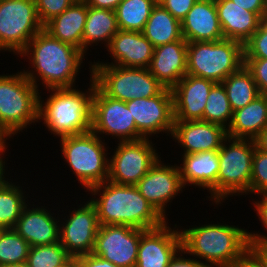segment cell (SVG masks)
<instances>
[{
  "instance_id": "cell-15",
  "label": "cell",
  "mask_w": 267,
  "mask_h": 267,
  "mask_svg": "<svg viewBox=\"0 0 267 267\" xmlns=\"http://www.w3.org/2000/svg\"><path fill=\"white\" fill-rule=\"evenodd\" d=\"M144 231L127 225H100L92 253L119 267H135Z\"/></svg>"
},
{
  "instance_id": "cell-50",
  "label": "cell",
  "mask_w": 267,
  "mask_h": 267,
  "mask_svg": "<svg viewBox=\"0 0 267 267\" xmlns=\"http://www.w3.org/2000/svg\"><path fill=\"white\" fill-rule=\"evenodd\" d=\"M10 138L4 133V131L0 128V151L7 149L8 142ZM7 142V143H6ZM7 144V145H6Z\"/></svg>"
},
{
  "instance_id": "cell-46",
  "label": "cell",
  "mask_w": 267,
  "mask_h": 267,
  "mask_svg": "<svg viewBox=\"0 0 267 267\" xmlns=\"http://www.w3.org/2000/svg\"><path fill=\"white\" fill-rule=\"evenodd\" d=\"M250 250L260 259L267 267V241L249 242Z\"/></svg>"
},
{
  "instance_id": "cell-32",
  "label": "cell",
  "mask_w": 267,
  "mask_h": 267,
  "mask_svg": "<svg viewBox=\"0 0 267 267\" xmlns=\"http://www.w3.org/2000/svg\"><path fill=\"white\" fill-rule=\"evenodd\" d=\"M14 183L11 180L0 189V228L2 229H13L24 208L29 204L26 191L23 192L22 187Z\"/></svg>"
},
{
  "instance_id": "cell-47",
  "label": "cell",
  "mask_w": 267,
  "mask_h": 267,
  "mask_svg": "<svg viewBox=\"0 0 267 267\" xmlns=\"http://www.w3.org/2000/svg\"><path fill=\"white\" fill-rule=\"evenodd\" d=\"M92 8L109 9L115 11L123 0H84Z\"/></svg>"
},
{
  "instance_id": "cell-52",
  "label": "cell",
  "mask_w": 267,
  "mask_h": 267,
  "mask_svg": "<svg viewBox=\"0 0 267 267\" xmlns=\"http://www.w3.org/2000/svg\"><path fill=\"white\" fill-rule=\"evenodd\" d=\"M0 267H29L28 264L21 263V264H12V265H0Z\"/></svg>"
},
{
  "instance_id": "cell-43",
  "label": "cell",
  "mask_w": 267,
  "mask_h": 267,
  "mask_svg": "<svg viewBox=\"0 0 267 267\" xmlns=\"http://www.w3.org/2000/svg\"><path fill=\"white\" fill-rule=\"evenodd\" d=\"M77 260L79 267H119L100 256H95L93 253L79 256Z\"/></svg>"
},
{
  "instance_id": "cell-20",
  "label": "cell",
  "mask_w": 267,
  "mask_h": 267,
  "mask_svg": "<svg viewBox=\"0 0 267 267\" xmlns=\"http://www.w3.org/2000/svg\"><path fill=\"white\" fill-rule=\"evenodd\" d=\"M154 46L142 32L119 30L107 48L113 61H94V64H109L120 67L148 68L154 54ZM101 62V63H100Z\"/></svg>"
},
{
  "instance_id": "cell-17",
  "label": "cell",
  "mask_w": 267,
  "mask_h": 267,
  "mask_svg": "<svg viewBox=\"0 0 267 267\" xmlns=\"http://www.w3.org/2000/svg\"><path fill=\"white\" fill-rule=\"evenodd\" d=\"M168 224L166 221L162 226L141 234L135 267H168L182 249L179 227L175 224L172 228Z\"/></svg>"
},
{
  "instance_id": "cell-18",
  "label": "cell",
  "mask_w": 267,
  "mask_h": 267,
  "mask_svg": "<svg viewBox=\"0 0 267 267\" xmlns=\"http://www.w3.org/2000/svg\"><path fill=\"white\" fill-rule=\"evenodd\" d=\"M171 136L183 149V154H194L218 151L227 138V129L203 120L174 121Z\"/></svg>"
},
{
  "instance_id": "cell-29",
  "label": "cell",
  "mask_w": 267,
  "mask_h": 267,
  "mask_svg": "<svg viewBox=\"0 0 267 267\" xmlns=\"http://www.w3.org/2000/svg\"><path fill=\"white\" fill-rule=\"evenodd\" d=\"M154 47L184 39L181 21L157 3L142 32Z\"/></svg>"
},
{
  "instance_id": "cell-39",
  "label": "cell",
  "mask_w": 267,
  "mask_h": 267,
  "mask_svg": "<svg viewBox=\"0 0 267 267\" xmlns=\"http://www.w3.org/2000/svg\"><path fill=\"white\" fill-rule=\"evenodd\" d=\"M244 65L251 72L260 94L267 95V59H244Z\"/></svg>"
},
{
  "instance_id": "cell-22",
  "label": "cell",
  "mask_w": 267,
  "mask_h": 267,
  "mask_svg": "<svg viewBox=\"0 0 267 267\" xmlns=\"http://www.w3.org/2000/svg\"><path fill=\"white\" fill-rule=\"evenodd\" d=\"M181 160L178 168L184 187L195 185L208 190L207 197L217 205L218 151L182 154Z\"/></svg>"
},
{
  "instance_id": "cell-16",
  "label": "cell",
  "mask_w": 267,
  "mask_h": 267,
  "mask_svg": "<svg viewBox=\"0 0 267 267\" xmlns=\"http://www.w3.org/2000/svg\"><path fill=\"white\" fill-rule=\"evenodd\" d=\"M161 159L158 158L135 186L154 209L169 221L166 216L167 204L181 194L185 187L178 165L164 164Z\"/></svg>"
},
{
  "instance_id": "cell-11",
  "label": "cell",
  "mask_w": 267,
  "mask_h": 267,
  "mask_svg": "<svg viewBox=\"0 0 267 267\" xmlns=\"http://www.w3.org/2000/svg\"><path fill=\"white\" fill-rule=\"evenodd\" d=\"M149 138L119 141L109 158L108 180L117 184L136 185L160 155Z\"/></svg>"
},
{
  "instance_id": "cell-34",
  "label": "cell",
  "mask_w": 267,
  "mask_h": 267,
  "mask_svg": "<svg viewBox=\"0 0 267 267\" xmlns=\"http://www.w3.org/2000/svg\"><path fill=\"white\" fill-rule=\"evenodd\" d=\"M30 247L14 229H3L0 234V265L27 262Z\"/></svg>"
},
{
  "instance_id": "cell-5",
  "label": "cell",
  "mask_w": 267,
  "mask_h": 267,
  "mask_svg": "<svg viewBox=\"0 0 267 267\" xmlns=\"http://www.w3.org/2000/svg\"><path fill=\"white\" fill-rule=\"evenodd\" d=\"M39 92L22 70L0 75V128L9 138L39 122Z\"/></svg>"
},
{
  "instance_id": "cell-6",
  "label": "cell",
  "mask_w": 267,
  "mask_h": 267,
  "mask_svg": "<svg viewBox=\"0 0 267 267\" xmlns=\"http://www.w3.org/2000/svg\"><path fill=\"white\" fill-rule=\"evenodd\" d=\"M92 130L83 134L60 137L61 153L86 191L108 180L107 144Z\"/></svg>"
},
{
  "instance_id": "cell-35",
  "label": "cell",
  "mask_w": 267,
  "mask_h": 267,
  "mask_svg": "<svg viewBox=\"0 0 267 267\" xmlns=\"http://www.w3.org/2000/svg\"><path fill=\"white\" fill-rule=\"evenodd\" d=\"M70 258L66 249L57 242L30 247L26 263L29 267H59Z\"/></svg>"
},
{
  "instance_id": "cell-45",
  "label": "cell",
  "mask_w": 267,
  "mask_h": 267,
  "mask_svg": "<svg viewBox=\"0 0 267 267\" xmlns=\"http://www.w3.org/2000/svg\"><path fill=\"white\" fill-rule=\"evenodd\" d=\"M232 267H265L260 259L249 249Z\"/></svg>"
},
{
  "instance_id": "cell-37",
  "label": "cell",
  "mask_w": 267,
  "mask_h": 267,
  "mask_svg": "<svg viewBox=\"0 0 267 267\" xmlns=\"http://www.w3.org/2000/svg\"><path fill=\"white\" fill-rule=\"evenodd\" d=\"M244 59H267V18L244 44Z\"/></svg>"
},
{
  "instance_id": "cell-9",
  "label": "cell",
  "mask_w": 267,
  "mask_h": 267,
  "mask_svg": "<svg viewBox=\"0 0 267 267\" xmlns=\"http://www.w3.org/2000/svg\"><path fill=\"white\" fill-rule=\"evenodd\" d=\"M255 147V140L251 139L227 137L222 142L218 150L217 205L230 196L250 194Z\"/></svg>"
},
{
  "instance_id": "cell-3",
  "label": "cell",
  "mask_w": 267,
  "mask_h": 267,
  "mask_svg": "<svg viewBox=\"0 0 267 267\" xmlns=\"http://www.w3.org/2000/svg\"><path fill=\"white\" fill-rule=\"evenodd\" d=\"M182 249L206 267H232L249 249L248 231L224 223L180 229ZM201 259H203L201 261Z\"/></svg>"
},
{
  "instance_id": "cell-38",
  "label": "cell",
  "mask_w": 267,
  "mask_h": 267,
  "mask_svg": "<svg viewBox=\"0 0 267 267\" xmlns=\"http://www.w3.org/2000/svg\"><path fill=\"white\" fill-rule=\"evenodd\" d=\"M76 0H35L39 19L43 26L52 18L60 15Z\"/></svg>"
},
{
  "instance_id": "cell-14",
  "label": "cell",
  "mask_w": 267,
  "mask_h": 267,
  "mask_svg": "<svg viewBox=\"0 0 267 267\" xmlns=\"http://www.w3.org/2000/svg\"><path fill=\"white\" fill-rule=\"evenodd\" d=\"M138 132L144 138L152 135L172 134L174 125L173 93L164 88L158 95L150 98H136L126 101Z\"/></svg>"
},
{
  "instance_id": "cell-33",
  "label": "cell",
  "mask_w": 267,
  "mask_h": 267,
  "mask_svg": "<svg viewBox=\"0 0 267 267\" xmlns=\"http://www.w3.org/2000/svg\"><path fill=\"white\" fill-rule=\"evenodd\" d=\"M233 110L222 83L211 88L203 113V121L215 123L227 129L232 121Z\"/></svg>"
},
{
  "instance_id": "cell-8",
  "label": "cell",
  "mask_w": 267,
  "mask_h": 267,
  "mask_svg": "<svg viewBox=\"0 0 267 267\" xmlns=\"http://www.w3.org/2000/svg\"><path fill=\"white\" fill-rule=\"evenodd\" d=\"M89 74L96 86L108 97L123 102L158 95L165 87L148 68L93 64Z\"/></svg>"
},
{
  "instance_id": "cell-13",
  "label": "cell",
  "mask_w": 267,
  "mask_h": 267,
  "mask_svg": "<svg viewBox=\"0 0 267 267\" xmlns=\"http://www.w3.org/2000/svg\"><path fill=\"white\" fill-rule=\"evenodd\" d=\"M86 202L69 210L67 218L59 222V242L73 258L93 252L100 226L96 207L90 200Z\"/></svg>"
},
{
  "instance_id": "cell-2",
  "label": "cell",
  "mask_w": 267,
  "mask_h": 267,
  "mask_svg": "<svg viewBox=\"0 0 267 267\" xmlns=\"http://www.w3.org/2000/svg\"><path fill=\"white\" fill-rule=\"evenodd\" d=\"M89 191L92 195L90 201L97 210L99 225H127L148 230L160 227L167 221L139 193L135 185L106 180Z\"/></svg>"
},
{
  "instance_id": "cell-41",
  "label": "cell",
  "mask_w": 267,
  "mask_h": 267,
  "mask_svg": "<svg viewBox=\"0 0 267 267\" xmlns=\"http://www.w3.org/2000/svg\"><path fill=\"white\" fill-rule=\"evenodd\" d=\"M198 0H161L159 3L176 19L182 21Z\"/></svg>"
},
{
  "instance_id": "cell-49",
  "label": "cell",
  "mask_w": 267,
  "mask_h": 267,
  "mask_svg": "<svg viewBox=\"0 0 267 267\" xmlns=\"http://www.w3.org/2000/svg\"><path fill=\"white\" fill-rule=\"evenodd\" d=\"M256 147L267 153V127L255 139Z\"/></svg>"
},
{
  "instance_id": "cell-23",
  "label": "cell",
  "mask_w": 267,
  "mask_h": 267,
  "mask_svg": "<svg viewBox=\"0 0 267 267\" xmlns=\"http://www.w3.org/2000/svg\"><path fill=\"white\" fill-rule=\"evenodd\" d=\"M187 43L180 39L154 48L148 69L165 88L172 89L187 74Z\"/></svg>"
},
{
  "instance_id": "cell-30",
  "label": "cell",
  "mask_w": 267,
  "mask_h": 267,
  "mask_svg": "<svg viewBox=\"0 0 267 267\" xmlns=\"http://www.w3.org/2000/svg\"><path fill=\"white\" fill-rule=\"evenodd\" d=\"M233 111L242 109L260 95L251 72L243 65L221 82Z\"/></svg>"
},
{
  "instance_id": "cell-24",
  "label": "cell",
  "mask_w": 267,
  "mask_h": 267,
  "mask_svg": "<svg viewBox=\"0 0 267 267\" xmlns=\"http://www.w3.org/2000/svg\"><path fill=\"white\" fill-rule=\"evenodd\" d=\"M183 38L188 42L218 41L224 38L215 0H198L181 21Z\"/></svg>"
},
{
  "instance_id": "cell-19",
  "label": "cell",
  "mask_w": 267,
  "mask_h": 267,
  "mask_svg": "<svg viewBox=\"0 0 267 267\" xmlns=\"http://www.w3.org/2000/svg\"><path fill=\"white\" fill-rule=\"evenodd\" d=\"M215 82L186 74L171 90L174 121L203 120L209 92Z\"/></svg>"
},
{
  "instance_id": "cell-44",
  "label": "cell",
  "mask_w": 267,
  "mask_h": 267,
  "mask_svg": "<svg viewBox=\"0 0 267 267\" xmlns=\"http://www.w3.org/2000/svg\"><path fill=\"white\" fill-rule=\"evenodd\" d=\"M184 255H186V253L181 249L172 259L168 267H206L199 259L197 260L193 257L185 258Z\"/></svg>"
},
{
  "instance_id": "cell-48",
  "label": "cell",
  "mask_w": 267,
  "mask_h": 267,
  "mask_svg": "<svg viewBox=\"0 0 267 267\" xmlns=\"http://www.w3.org/2000/svg\"><path fill=\"white\" fill-rule=\"evenodd\" d=\"M7 149H4L2 151H0V189L9 182V179L6 178L5 176L7 175L6 171V167L5 164H7L4 159V153L6 152ZM3 155V156H2ZM4 160V161H3ZM6 173V174H5ZM7 179V180H6Z\"/></svg>"
},
{
  "instance_id": "cell-51",
  "label": "cell",
  "mask_w": 267,
  "mask_h": 267,
  "mask_svg": "<svg viewBox=\"0 0 267 267\" xmlns=\"http://www.w3.org/2000/svg\"><path fill=\"white\" fill-rule=\"evenodd\" d=\"M59 267H79V263L77 258L71 257L65 264Z\"/></svg>"
},
{
  "instance_id": "cell-10",
  "label": "cell",
  "mask_w": 267,
  "mask_h": 267,
  "mask_svg": "<svg viewBox=\"0 0 267 267\" xmlns=\"http://www.w3.org/2000/svg\"><path fill=\"white\" fill-rule=\"evenodd\" d=\"M43 29L35 0H0V51L18 56Z\"/></svg>"
},
{
  "instance_id": "cell-40",
  "label": "cell",
  "mask_w": 267,
  "mask_h": 267,
  "mask_svg": "<svg viewBox=\"0 0 267 267\" xmlns=\"http://www.w3.org/2000/svg\"><path fill=\"white\" fill-rule=\"evenodd\" d=\"M257 197L259 200L256 199L257 201L252 202L253 206L255 207L254 211L257 212L256 214L258 216L259 221H261L264 230L266 229L267 231V193L257 194ZM248 239L249 242L267 241V236L265 233H262L261 235V232L259 234L257 232H248Z\"/></svg>"
},
{
  "instance_id": "cell-26",
  "label": "cell",
  "mask_w": 267,
  "mask_h": 267,
  "mask_svg": "<svg viewBox=\"0 0 267 267\" xmlns=\"http://www.w3.org/2000/svg\"><path fill=\"white\" fill-rule=\"evenodd\" d=\"M88 5L76 0L60 15L44 25V30L61 42L68 43L82 51V38L87 19Z\"/></svg>"
},
{
  "instance_id": "cell-27",
  "label": "cell",
  "mask_w": 267,
  "mask_h": 267,
  "mask_svg": "<svg viewBox=\"0 0 267 267\" xmlns=\"http://www.w3.org/2000/svg\"><path fill=\"white\" fill-rule=\"evenodd\" d=\"M267 127V95L260 94L242 109L233 111L227 137L255 140Z\"/></svg>"
},
{
  "instance_id": "cell-31",
  "label": "cell",
  "mask_w": 267,
  "mask_h": 267,
  "mask_svg": "<svg viewBox=\"0 0 267 267\" xmlns=\"http://www.w3.org/2000/svg\"><path fill=\"white\" fill-rule=\"evenodd\" d=\"M155 0H123L116 8L119 30L143 32Z\"/></svg>"
},
{
  "instance_id": "cell-36",
  "label": "cell",
  "mask_w": 267,
  "mask_h": 267,
  "mask_svg": "<svg viewBox=\"0 0 267 267\" xmlns=\"http://www.w3.org/2000/svg\"><path fill=\"white\" fill-rule=\"evenodd\" d=\"M250 193H267V153L255 147L252 159Z\"/></svg>"
},
{
  "instance_id": "cell-12",
  "label": "cell",
  "mask_w": 267,
  "mask_h": 267,
  "mask_svg": "<svg viewBox=\"0 0 267 267\" xmlns=\"http://www.w3.org/2000/svg\"><path fill=\"white\" fill-rule=\"evenodd\" d=\"M91 130L98 136L112 135L119 141H136L144 137L138 132L126 102L106 96L97 86L92 98Z\"/></svg>"
},
{
  "instance_id": "cell-21",
  "label": "cell",
  "mask_w": 267,
  "mask_h": 267,
  "mask_svg": "<svg viewBox=\"0 0 267 267\" xmlns=\"http://www.w3.org/2000/svg\"><path fill=\"white\" fill-rule=\"evenodd\" d=\"M29 205L24 208L13 229L31 247L59 242L60 217L57 215L56 218V213L52 214L47 206L35 205L34 207L30 202Z\"/></svg>"
},
{
  "instance_id": "cell-42",
  "label": "cell",
  "mask_w": 267,
  "mask_h": 267,
  "mask_svg": "<svg viewBox=\"0 0 267 267\" xmlns=\"http://www.w3.org/2000/svg\"><path fill=\"white\" fill-rule=\"evenodd\" d=\"M247 11L256 13L261 19L267 18V0H231Z\"/></svg>"
},
{
  "instance_id": "cell-4",
  "label": "cell",
  "mask_w": 267,
  "mask_h": 267,
  "mask_svg": "<svg viewBox=\"0 0 267 267\" xmlns=\"http://www.w3.org/2000/svg\"><path fill=\"white\" fill-rule=\"evenodd\" d=\"M88 91L73 88H49L46 101L39 92L38 120L56 137L78 135L91 131L92 98L96 83L90 77ZM42 120V121H41Z\"/></svg>"
},
{
  "instance_id": "cell-7",
  "label": "cell",
  "mask_w": 267,
  "mask_h": 267,
  "mask_svg": "<svg viewBox=\"0 0 267 267\" xmlns=\"http://www.w3.org/2000/svg\"><path fill=\"white\" fill-rule=\"evenodd\" d=\"M244 65V45L223 38L187 43V74L215 83L223 82Z\"/></svg>"
},
{
  "instance_id": "cell-28",
  "label": "cell",
  "mask_w": 267,
  "mask_h": 267,
  "mask_svg": "<svg viewBox=\"0 0 267 267\" xmlns=\"http://www.w3.org/2000/svg\"><path fill=\"white\" fill-rule=\"evenodd\" d=\"M119 31L116 13L113 10L92 8L88 6L87 19L85 22L82 52L86 55L90 46L100 42L107 49L112 37ZM89 46V47H88Z\"/></svg>"
},
{
  "instance_id": "cell-25",
  "label": "cell",
  "mask_w": 267,
  "mask_h": 267,
  "mask_svg": "<svg viewBox=\"0 0 267 267\" xmlns=\"http://www.w3.org/2000/svg\"><path fill=\"white\" fill-rule=\"evenodd\" d=\"M215 6L224 38L243 45L258 29L262 19L231 0H215Z\"/></svg>"
},
{
  "instance_id": "cell-1",
  "label": "cell",
  "mask_w": 267,
  "mask_h": 267,
  "mask_svg": "<svg viewBox=\"0 0 267 267\" xmlns=\"http://www.w3.org/2000/svg\"><path fill=\"white\" fill-rule=\"evenodd\" d=\"M18 55L30 60L33 69H23L22 72L38 90L40 80L46 89L76 87V78L86 56L80 49L61 42L44 29Z\"/></svg>"
}]
</instances>
